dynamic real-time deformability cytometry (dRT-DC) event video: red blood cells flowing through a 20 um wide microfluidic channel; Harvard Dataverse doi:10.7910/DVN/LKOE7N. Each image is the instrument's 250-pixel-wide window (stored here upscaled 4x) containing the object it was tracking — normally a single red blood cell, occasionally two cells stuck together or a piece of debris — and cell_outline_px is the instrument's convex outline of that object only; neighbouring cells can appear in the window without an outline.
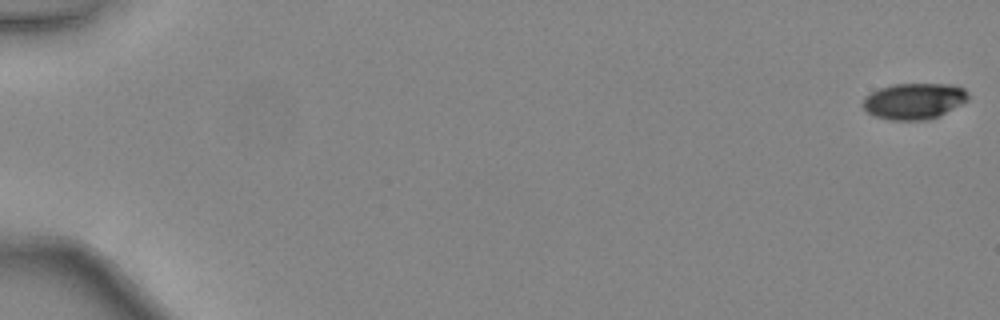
{"species": "common noctule bat (a hibernating species)", "species_latin": "Nyctalus noctula", "temperature_condition": "warm", "stored_images_in_passage": 16, "camera_frame_rate_fps": 3000, "um_per_image_px": 0.085, "animal": {"sex": "female", "body_mass_g": 24.6, "forearm_length_mm": 56.2}, "frame": {"image": 1, "passage_image": 1, "time_ms": 0.0, "image_size_px": [1000, 320], "cell_outline_px": [[968, 100], [928, 120], [888, 120], [876, 116], [868, 112], [864, 108], [864, 96], [880, 88], [892, 84], [956, 84], [964, 88], [968, 92]], "centroid_in_image_um": [77.7, 8.58], "position_along_channel_um": 7.3, "area_um2": 21.96}}
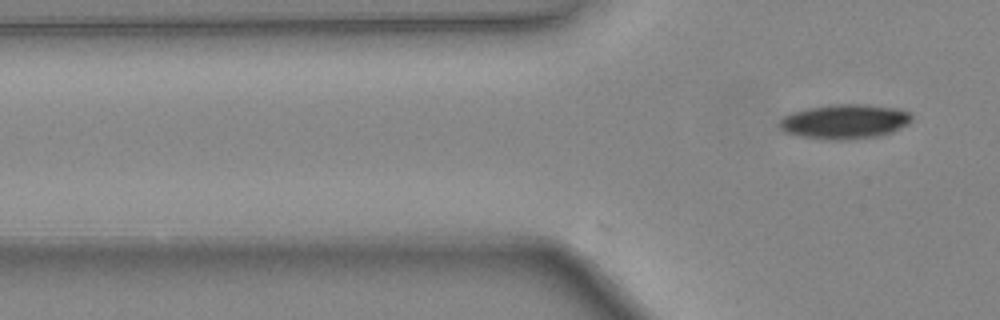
{"frame": {"image": 2, "passage_image": 16, "time_ms": 5.0, "image_size_px": [1000, 320], "cell_outline_px": [[912, 120], [908, 124], [892, 132], [880, 136], [848, 140], [824, 140], [796, 136], [784, 132], [776, 124], [784, 116], [792, 112], [808, 108], [832, 104], [868, 104], [896, 108], [912, 112]], "centroid_in_image_um": [71.79, 10.34], "position_along_channel_um": 54.0, "area_um2": 27.22}}